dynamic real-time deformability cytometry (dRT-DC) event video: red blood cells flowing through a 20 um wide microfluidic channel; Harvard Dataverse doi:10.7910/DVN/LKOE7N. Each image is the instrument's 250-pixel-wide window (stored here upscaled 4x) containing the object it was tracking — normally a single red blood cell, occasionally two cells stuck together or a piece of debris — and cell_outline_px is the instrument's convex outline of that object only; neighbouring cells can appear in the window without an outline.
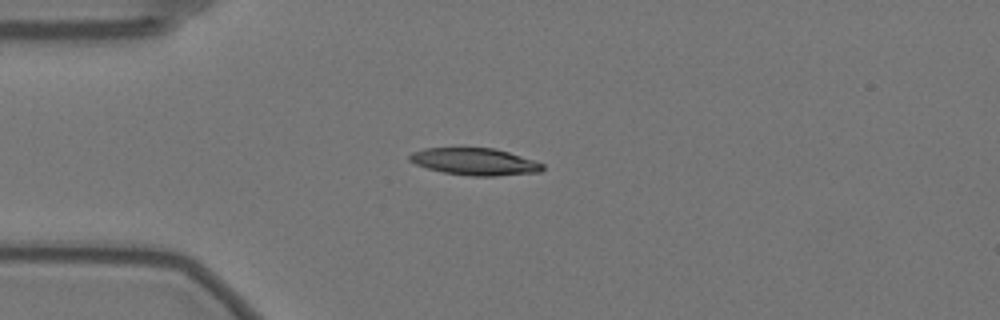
{"species": "Egyptian fruit bat (a non-hibernating species)", "species_latin": "Rousettus aegyptiacus", "temperature_condition": "warm", "stored_images_in_passage": 44, "camera_frame_rate_fps": 3000, "um_per_image_px": 0.085, "animal": {"sex": "female"}, "frame": {"image": 1, "passage_image": 1, "time_ms": 0.0, "image_size_px": [1000, 320], "cell_outline_px": [[544, 168], [540, 172], [496, 176], [472, 176], [444, 172], [428, 168], [416, 164], [408, 160], [408, 156], [412, 152], [424, 148], [492, 148], [508, 152], [544, 164]], "centroid_in_image_um": [40.34, 13.74], "position_along_channel_um": 44.7, "area_um2": 20.75}}
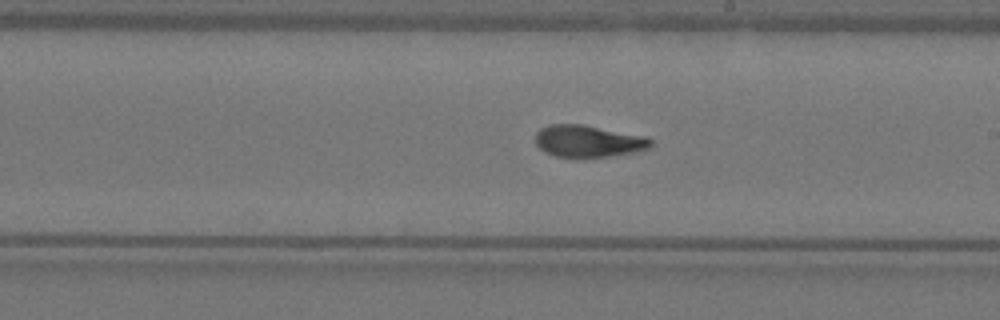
{"frame": {"image": 2, "passage_image": 19, "time_ms": 6.0, "image_size_px": [1000, 320], "cell_outline_px": [[652, 144], [648, 148], [632, 152], [608, 156], [576, 160], [556, 156], [544, 152], [536, 144], [536, 132], [540, 128], [548, 124], [580, 124], [648, 136], [652, 140]], "centroid_in_image_um": [49.96, 12.02], "position_along_channel_um": 239.0, "area_um2": 21.96}}
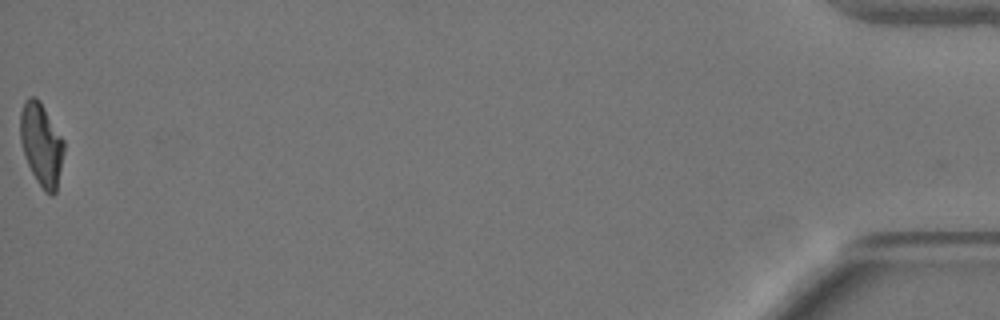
{"frame": {"image": 3, "passage_image": 44, "time_ms": 14.333, "image_size_px": [1000, 320], "cell_outline_px": [[64, 152], [56, 192], [52, 196], [44, 192], [36, 180], [28, 164], [20, 140], [20, 112], [24, 100], [28, 96], [36, 96], [40, 100], [64, 140]], "centroid_in_image_um": [3.52, 12.25], "position_along_channel_um": 431.7, "area_um2": 21.15}, "authors_computed_cell_mechanics": {"area_um2": 21.5016, "velocity_mm_per_s": 3.5216, "shape_relaxation_time_tau1_ms": 7.9614, "shape_relaxation_time_tau2_ms": 2.6901, "deformation_change_tau1": 0.2458, "deformation_change_tau2": 0.0953}}